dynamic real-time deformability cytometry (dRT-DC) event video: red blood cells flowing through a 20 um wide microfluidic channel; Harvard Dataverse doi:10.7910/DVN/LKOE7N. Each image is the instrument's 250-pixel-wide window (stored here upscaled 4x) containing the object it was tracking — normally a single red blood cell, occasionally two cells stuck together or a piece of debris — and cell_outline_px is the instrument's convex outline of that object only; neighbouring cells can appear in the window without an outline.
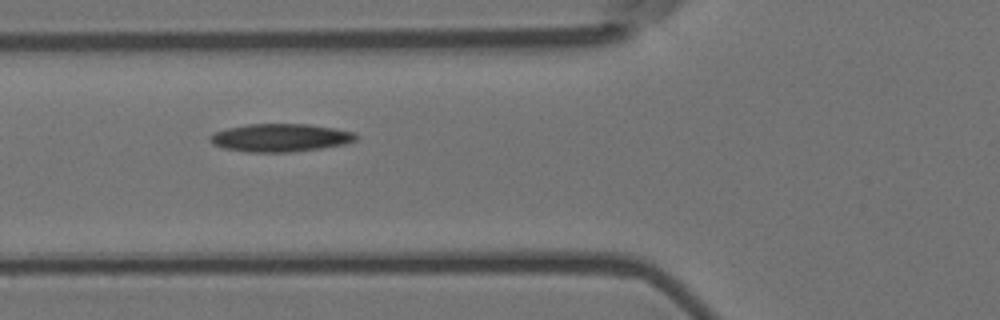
{"species": "Egyptian fruit bat (a non-hibernating species)", "species_latin": "Rousettus aegyptiacus", "temperature_condition": "room temperature", "stored_images_in_passage": 13, "camera_frame_rate_fps": 3000, "um_per_image_px": 0.085, "animal": {"sex": "female"}, "frame": {"image": 1, "passage_image": 8, "time_ms": 2.333, "image_size_px": [1000, 320], "cell_outline_px": [[360, 136], [356, 140], [344, 144], [320, 148], [288, 152], [248, 152], [224, 148], [212, 144], [208, 136], [216, 132], [228, 128], [248, 124], [308, 124], [356, 132]], "centroid_in_image_um": [23.84, 11.7], "position_along_channel_um": 102.0, "area_um2": 23.7}}
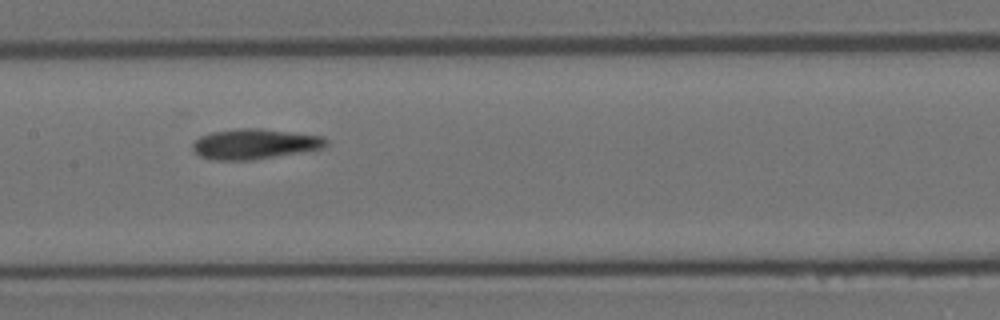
{"frame": {"image": 2, "passage_image": 10, "time_ms": 3.0, "image_size_px": [1000, 320], "cell_outline_px": [[328, 144], [324, 148], [252, 160], [212, 160], [200, 156], [192, 148], [192, 144], [200, 136], [212, 132], [240, 128], [260, 128], [324, 136], [328, 140]], "centroid_in_image_um": [21.66, 12.23], "position_along_channel_um": 185.7, "area_um2": 23.52}}
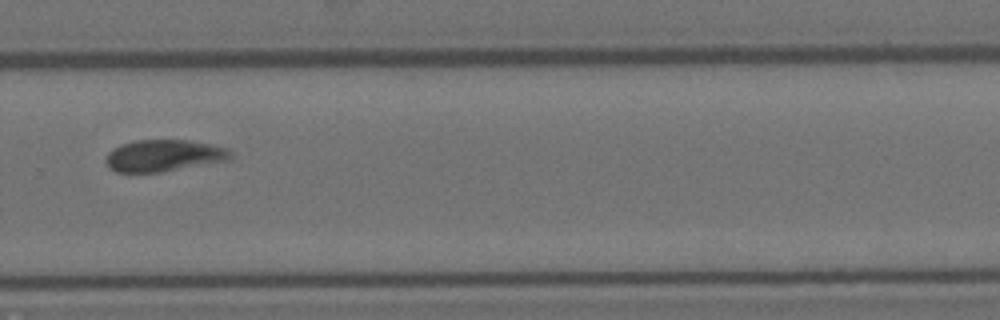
{"frame": {"image": 3, "passage_image": 13, "time_ms": 4.0, "image_size_px": [1000, 320], "cell_outline_px": [[232, 156], [228, 160], [160, 172], [116, 172], [108, 168], [104, 160], [108, 152], [112, 148], [120, 144], [136, 140], [188, 140], [212, 144], [228, 148], [232, 152]], "centroid_in_image_um": [13.89, 13.22], "position_along_channel_um": 315.9, "area_um2": 23.24}}